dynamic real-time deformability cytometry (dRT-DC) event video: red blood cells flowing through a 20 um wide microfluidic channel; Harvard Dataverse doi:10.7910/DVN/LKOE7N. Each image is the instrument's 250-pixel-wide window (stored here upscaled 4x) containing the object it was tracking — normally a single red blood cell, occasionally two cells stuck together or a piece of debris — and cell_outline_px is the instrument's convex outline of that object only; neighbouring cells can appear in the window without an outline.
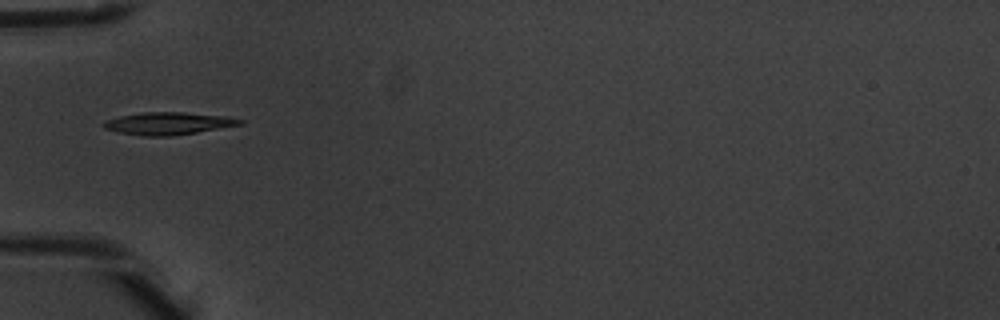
{"species": "common noctule bat (a hibernating species)", "species_latin": "Nyctalus noctula", "temperature_condition": "warm", "stored_images_in_passage": 1, "camera_frame_rate_fps": 3000, "um_per_image_px": 0.085, "animal": {"sex": "male", "body_mass_g": 20.1, "forearm_length_mm": 53.5}, "frame": {"image": 1, "passage_image": 1, "time_ms": 0.0, "image_size_px": [1000, 320], "cell_outline_px": [[244, 124], [196, 132], [168, 136], [140, 136], [116, 132], [104, 128], [100, 124], [104, 120], [120, 116], [144, 112], [184, 112], [228, 116], [244, 120]], "centroid_in_image_um": [14.27, 10.49], "position_along_channel_um": 70.7, "area_um2": 17.98}}